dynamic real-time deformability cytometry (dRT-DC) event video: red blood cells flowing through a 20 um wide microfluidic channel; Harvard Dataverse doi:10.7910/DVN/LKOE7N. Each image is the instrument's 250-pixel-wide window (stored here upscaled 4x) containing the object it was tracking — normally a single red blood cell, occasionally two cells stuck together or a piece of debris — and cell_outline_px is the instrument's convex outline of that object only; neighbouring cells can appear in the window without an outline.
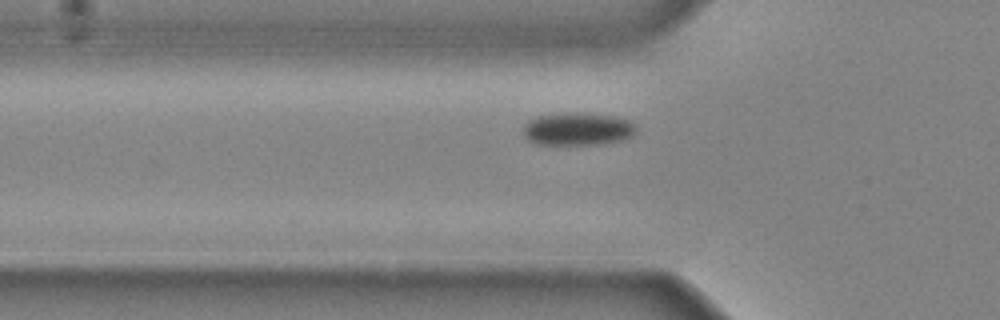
{"species": "common noctule bat (a hibernating species)", "species_latin": "Nyctalus noctula", "temperature_condition": "cold", "stored_images_in_passage": 26, "camera_frame_rate_fps": 3000, "um_per_image_px": 0.085, "animal": {"sex": "male", "body_mass_g": 20.4}, "frame": {"image": 1, "passage_image": 2, "time_ms": 0.333, "image_size_px": [1000, 320], "cell_outline_px": [[636, 132], [632, 136], [624, 140], [596, 144], [536, 144], [528, 140], [524, 136], [524, 124], [528, 120], [540, 116], [568, 112], [576, 112], [612, 116], [628, 120], [636, 124]], "centroid_in_image_um": [49.11, 10.96], "position_along_channel_um": 76.7, "area_um2": 21.56}}
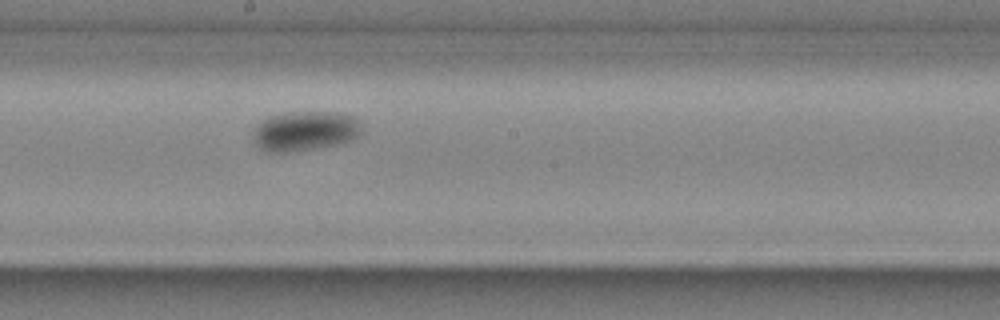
{"frame": {"image": 2, "passage_image": 12, "time_ms": 3.667, "image_size_px": [1000, 320], "cell_outline_px": [[360, 136], [352, 140], [336, 144], [288, 152], [268, 152], [260, 148], [256, 144], [252, 136], [256, 128], [268, 116], [292, 112], [336, 112], [352, 116], [356, 120], [360, 128]], "centroid_in_image_um": [25.91, 11.13], "position_along_channel_um": 222.3, "area_um2": 24.68}}
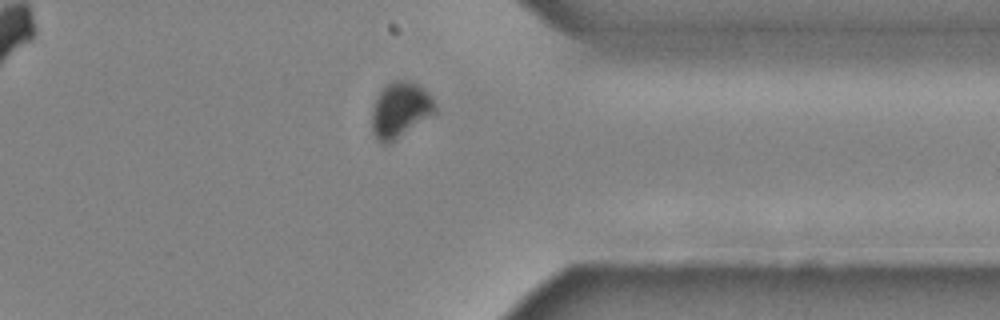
{"frame": {"image": 3, "passage_image": 23, "time_ms": 7.333, "image_size_px": [1000, 320], "cell_outline_px": [[436, 112], [388, 144], [384, 144], [376, 140], [372, 132], [372, 108], [376, 96], [392, 80], [408, 80], [424, 88], [432, 96], [436, 104]], "centroid_in_image_um": [34.01, 9.33], "position_along_channel_um": 377.4, "area_um2": 20.4}}